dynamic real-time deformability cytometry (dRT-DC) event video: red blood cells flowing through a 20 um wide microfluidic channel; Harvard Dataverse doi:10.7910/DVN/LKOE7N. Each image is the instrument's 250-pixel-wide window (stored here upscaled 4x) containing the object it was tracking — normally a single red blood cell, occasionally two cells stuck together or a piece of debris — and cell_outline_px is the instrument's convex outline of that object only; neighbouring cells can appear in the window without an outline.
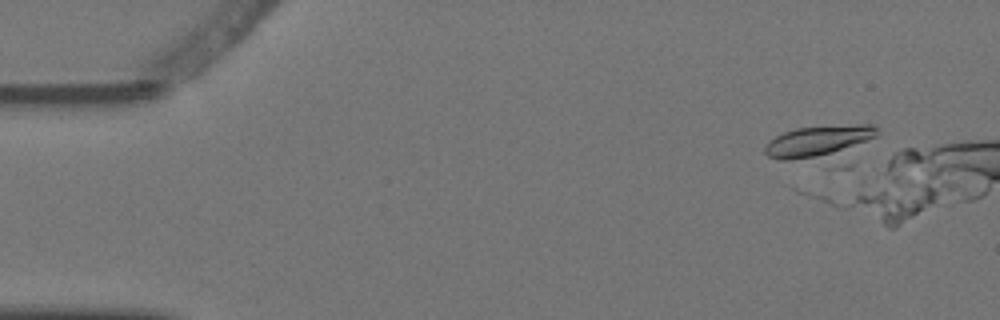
{"species": "Egyptian fruit bat (a non-hibernating species)", "species_latin": "Rousettus aegyptiacus", "temperature_condition": "warm", "stored_images_in_passage": 7, "camera_frame_rate_fps": 3000, "um_per_image_px": 0.085, "animal": {"sex": "female"}, "frame": {"image": 1, "passage_image": 3, "time_ms": 0.667, "image_size_px": [1000, 320], "cell_outline_px": [[880, 132], [876, 136], [868, 140], [824, 156], [788, 160], [780, 160], [768, 156], [764, 152], [764, 148], [776, 136], [784, 132], [796, 128], [856, 124], [872, 124]], "centroid_in_image_um": [69.54, 11.97], "position_along_channel_um": 15.5, "area_um2": 19.71}}